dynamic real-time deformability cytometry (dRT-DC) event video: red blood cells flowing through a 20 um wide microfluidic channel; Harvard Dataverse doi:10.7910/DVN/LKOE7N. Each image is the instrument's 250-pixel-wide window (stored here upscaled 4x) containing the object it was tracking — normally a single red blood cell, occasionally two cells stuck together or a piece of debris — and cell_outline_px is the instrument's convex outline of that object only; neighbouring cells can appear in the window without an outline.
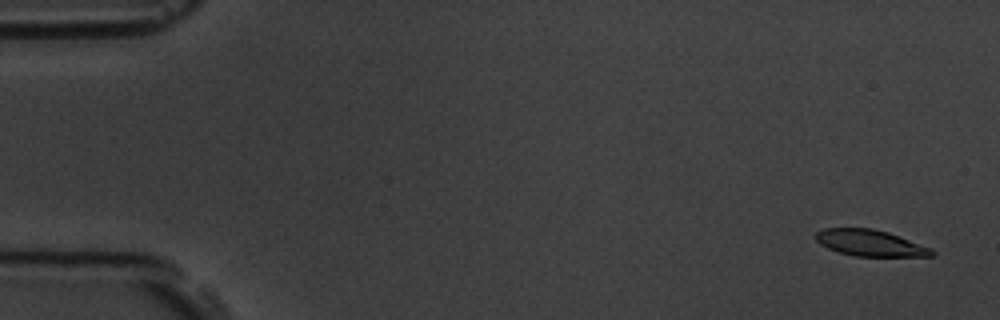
{"species": "common noctule bat (a hibernating species)", "species_latin": "Nyctalus noctula", "temperature_condition": "room temperature", "stored_images_in_passage": 4, "camera_frame_rate_fps": 3000, "um_per_image_px": 0.085, "animal": {"sex": "male", "body_mass_g": 19.5, "forearm_length_mm": 54.6}, "frame": {"image": 1, "passage_image": 1, "time_ms": 0.0, "image_size_px": [1000, 320], "cell_outline_px": [[936, 252], [932, 256], [852, 256], [828, 248], [820, 244], [816, 240], [816, 232], [824, 228], [872, 228], [888, 232], [932, 248]], "centroid_in_image_um": [73.97, 20.65], "position_along_channel_um": 11.0, "area_um2": 17.74}}
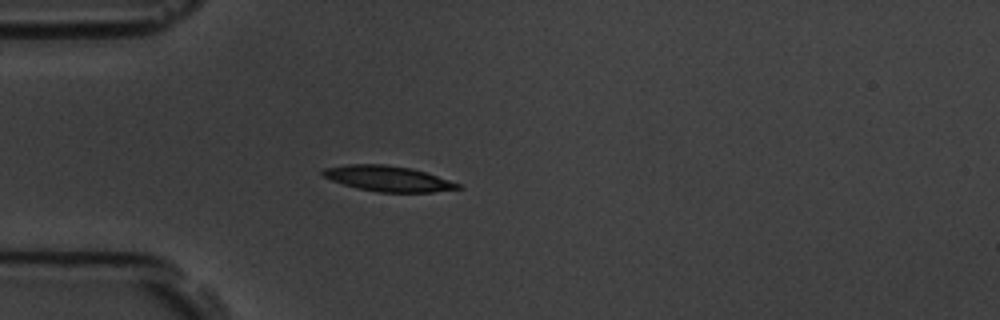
{"frame": {"image": 2, "passage_image": 4, "time_ms": 4.333, "image_size_px": [1000, 320], "cell_outline_px": [[464, 188], [432, 192], [376, 192], [356, 188], [332, 180], [324, 176], [320, 172], [324, 168], [348, 164], [384, 164], [408, 168], [424, 172], [460, 184]], "centroid_in_image_um": [32.95, 15.19], "position_along_channel_um": 52.0, "area_um2": 19.83}}